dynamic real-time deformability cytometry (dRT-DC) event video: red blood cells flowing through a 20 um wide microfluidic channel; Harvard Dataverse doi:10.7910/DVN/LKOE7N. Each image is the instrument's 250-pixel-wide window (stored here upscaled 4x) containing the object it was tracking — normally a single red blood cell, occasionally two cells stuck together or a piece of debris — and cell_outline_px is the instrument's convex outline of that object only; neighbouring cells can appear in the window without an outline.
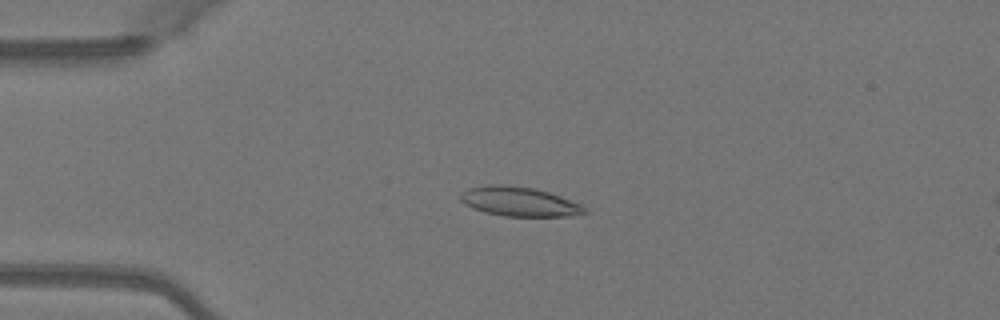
{"species": "Egyptian fruit bat (a non-hibernating species)", "species_latin": "Rousettus aegyptiacus", "temperature_condition": "warm", "stored_images_in_passage": 48, "camera_frame_rate_fps": 3000, "um_per_image_px": 0.085, "animal": {"sex": "female"}, "frame": {"image": 1, "passage_image": 11, "time_ms": 3.333, "image_size_px": [1000, 320], "cell_outline_px": [[588, 212], [568, 216], [504, 216], [484, 212], [472, 208], [464, 204], [460, 200], [460, 192], [468, 188], [492, 184], [500, 184], [536, 188], [560, 196], [580, 204]], "centroid_in_image_um": [44.08, 17.13], "position_along_channel_um": 40.9, "area_um2": 21.21}}
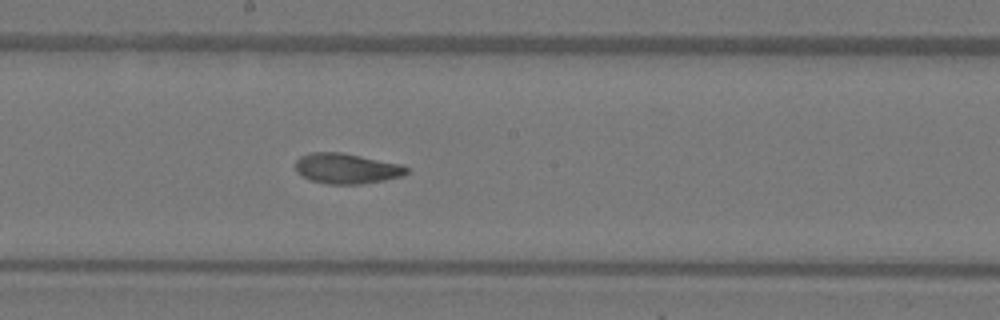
{"frame": {"image": 2, "passage_image": 26, "time_ms": 8.333, "image_size_px": [1000, 320], "cell_outline_px": [[408, 172], [400, 176], [384, 180], [360, 184], [328, 184], [312, 180], [296, 172], [296, 160], [300, 156], [308, 152], [340, 152], [400, 164], [408, 168]], "centroid_in_image_um": [29.42, 14.31], "position_along_channel_um": 218.8, "area_um2": 19.42}}
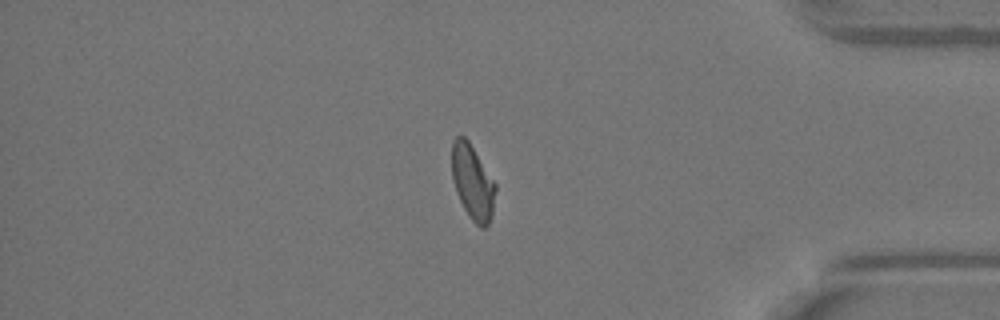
{"frame": {"image": 3, "passage_image": 41, "time_ms": 13.333, "image_size_px": [1000, 320], "cell_outline_px": [[496, 188], [492, 216], [488, 224], [484, 228], [480, 228], [468, 216], [456, 192], [452, 180], [452, 140], [456, 136], [464, 136], [468, 140], [496, 184]], "centroid_in_image_um": [40.16, 15.5], "position_along_channel_um": 395.0, "area_um2": 19.02}, "authors_computed_cell_mechanics": {"area_um2": 19.9988, "velocity_mm_per_s": 4.1013, "shape_relaxation_time_tau1_ms": 4.7236, "shape_relaxation_time_tau2_ms": 1.4884, "deformation_change_tau1": 0.1873, "deformation_change_tau2": 0.07}}